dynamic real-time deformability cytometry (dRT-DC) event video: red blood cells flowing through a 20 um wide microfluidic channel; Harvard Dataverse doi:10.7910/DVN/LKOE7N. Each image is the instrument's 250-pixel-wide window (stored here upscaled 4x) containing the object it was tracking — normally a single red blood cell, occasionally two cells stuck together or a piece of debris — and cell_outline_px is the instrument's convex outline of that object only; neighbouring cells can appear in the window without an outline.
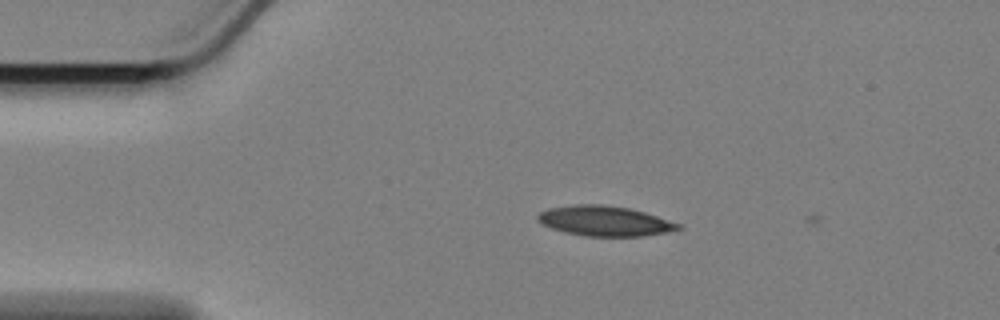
{"species": "Egyptian fruit bat (a non-hibernating species)", "species_latin": "Rousettus aegyptiacus", "temperature_condition": "cold", "stored_images_in_passage": 9, "camera_frame_rate_fps": 3000, "um_per_image_px": 0.085, "animal": {"sex": "female"}, "frame": {"image": 1, "passage_image": 7, "time_ms": 2.0, "image_size_px": [1000, 320], "cell_outline_px": [[684, 228], [664, 232], [640, 236], [588, 236], [568, 232], [552, 228], [544, 224], [536, 216], [540, 212], [548, 208], [576, 204], [600, 204], [628, 208], [644, 212], [680, 224]], "centroid_in_image_um": [51.4, 18.77], "position_along_channel_um": 33.6, "area_um2": 24.1}}